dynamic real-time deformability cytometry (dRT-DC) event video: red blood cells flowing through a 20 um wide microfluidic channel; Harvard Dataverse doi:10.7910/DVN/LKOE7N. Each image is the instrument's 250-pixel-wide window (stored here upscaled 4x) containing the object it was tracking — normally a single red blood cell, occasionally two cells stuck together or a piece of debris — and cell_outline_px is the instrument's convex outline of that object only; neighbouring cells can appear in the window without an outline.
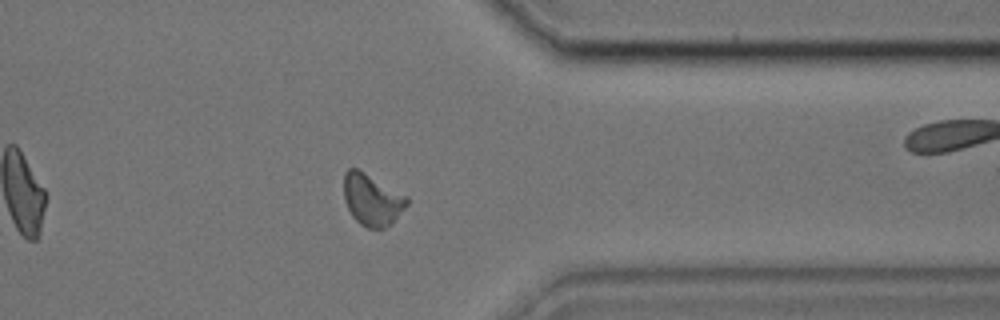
{"species": "common noctule bat (a hibernating species)", "species_latin": "Nyctalus noctula", "temperature_condition": "cold", "stored_images_in_passage": 32, "camera_frame_rate_fps": 3000, "um_per_image_px": 0.085, "animal": {"sex": "male", "body_mass_g": 17.9, "forearm_length_mm": 54.2}, "frame": {"image": 1, "passage_image": 22, "time_ms": 7.0, "image_size_px": [1000, 320], "cell_outline_px": [[408, 204], [384, 228], [368, 228], [360, 224], [352, 216], [344, 200], [344, 172], [348, 168], [356, 168], [364, 172], [408, 196]], "centroid_in_image_um": [31.59, 16.95], "position_along_channel_um": 379.8, "area_um2": 18.67}}